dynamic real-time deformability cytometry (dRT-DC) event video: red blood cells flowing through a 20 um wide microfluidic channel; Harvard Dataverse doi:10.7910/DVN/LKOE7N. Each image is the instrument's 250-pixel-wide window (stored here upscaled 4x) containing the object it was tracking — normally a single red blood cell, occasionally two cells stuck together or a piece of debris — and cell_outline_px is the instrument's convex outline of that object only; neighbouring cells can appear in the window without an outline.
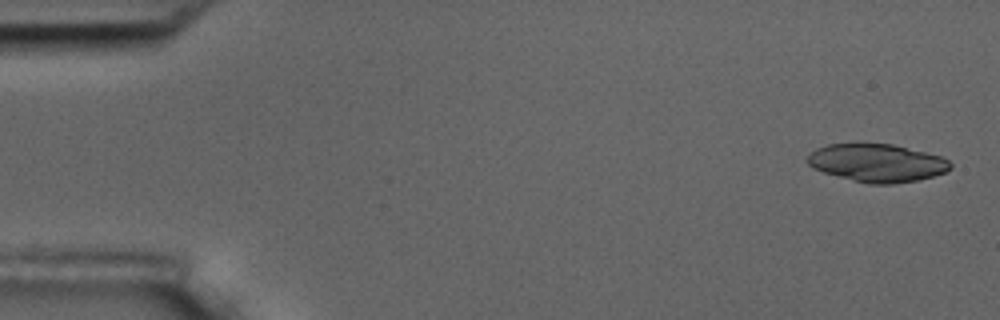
{"species": "common noctule bat (a hibernating species)", "species_latin": "Nyctalus noctula", "temperature_condition": "room temperature", "stored_images_in_passage": 15, "segment_of_instrument_passage": [1, 2], "camera_frame_rate_fps": 3000, "um_per_image_px": 0.085, "animal": {"sex": "male", "body_mass_g": 17.5, "forearm_length_mm": 52.3}, "frame": {"image": 1, "passage_image": 1, "time_ms": 0.0, "image_size_px": [1000, 320], "cell_outline_px": [[952, 168], [944, 172], [932, 176], [916, 180], [892, 184], [868, 184], [824, 172], [812, 168], [808, 164], [808, 156], [816, 148], [828, 144], [892, 144], [940, 156], [948, 160], [952, 164]], "centroid_in_image_um": [74.55, 13.85], "position_along_channel_um": 10.5, "area_um2": 31.21}}